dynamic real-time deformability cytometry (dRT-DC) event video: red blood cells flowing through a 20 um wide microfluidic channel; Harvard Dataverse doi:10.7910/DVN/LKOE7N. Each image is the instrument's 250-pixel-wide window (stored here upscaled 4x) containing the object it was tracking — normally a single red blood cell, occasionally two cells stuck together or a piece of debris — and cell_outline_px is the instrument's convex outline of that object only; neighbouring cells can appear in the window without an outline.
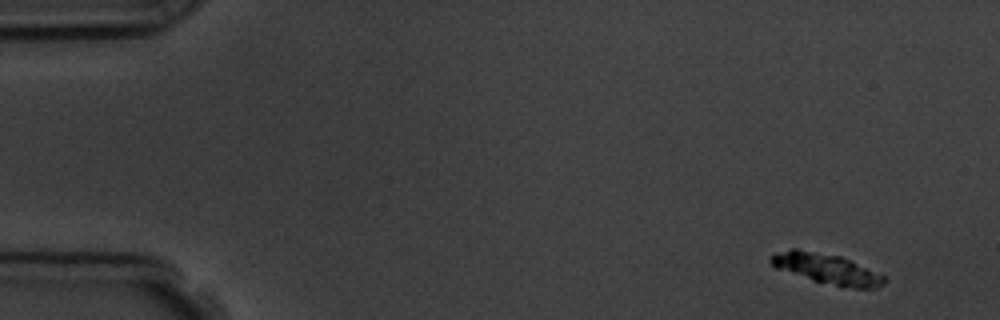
{"species": "common noctule bat (a hibernating species)", "species_latin": "Nyctalus noctula", "temperature_condition": "room temperature", "stored_images_in_passage": 6, "camera_frame_rate_fps": 3000, "um_per_image_px": 0.085, "animal": {"sex": "male", "body_mass_g": 19.5, "forearm_length_mm": 54.6}, "frame": {"image": 1, "passage_image": 1, "time_ms": 0.0, "image_size_px": [1000, 320], "cell_outline_px": [[884, 284], [876, 288], [840, 288], [812, 280], [776, 268], [768, 260], [776, 252], [792, 248], [796, 248], [840, 256], [884, 276]], "centroid_in_image_um": [70.23, 22.86], "position_along_channel_um": 14.8, "area_um2": 19.88}}
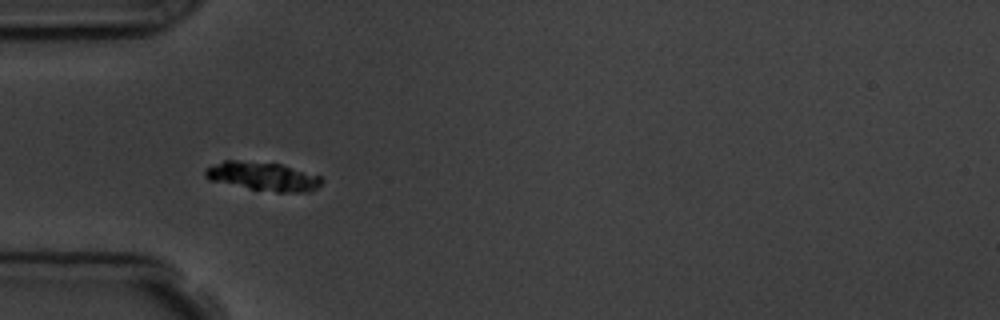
{"frame": {"image": 2, "passage_image": 5, "time_ms": 4.333, "image_size_px": [1000, 320], "cell_outline_px": [[324, 180], [312, 192], [276, 192], [248, 188], [208, 180], [204, 176], [204, 172], [208, 168], [224, 160], [236, 160], [280, 164], [320, 176]], "centroid_in_image_um": [22.36, 15.0], "position_along_channel_um": 62.6, "area_um2": 19.31}}